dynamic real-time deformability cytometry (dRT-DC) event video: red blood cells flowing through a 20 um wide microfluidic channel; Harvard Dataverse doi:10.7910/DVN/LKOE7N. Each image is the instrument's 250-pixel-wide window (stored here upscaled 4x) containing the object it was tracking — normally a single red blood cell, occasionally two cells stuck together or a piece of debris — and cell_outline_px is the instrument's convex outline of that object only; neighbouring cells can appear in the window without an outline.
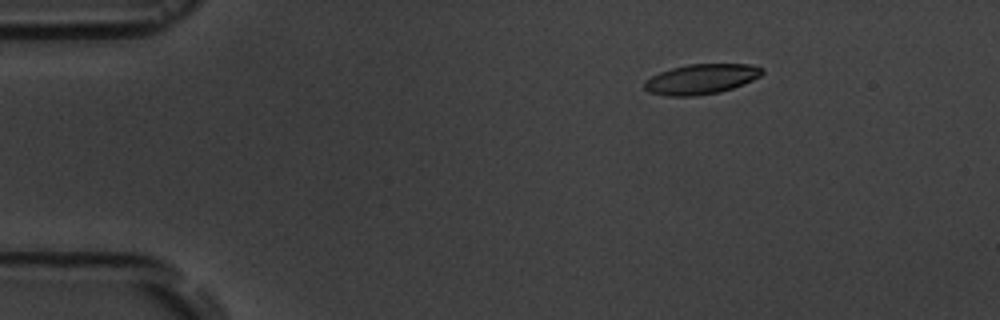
{"species": "common noctule bat (a hibernating species)", "species_latin": "Nyctalus noctula", "temperature_condition": "room temperature", "stored_images_in_passage": 5, "camera_frame_rate_fps": 3000, "um_per_image_px": 0.085, "animal": {"sex": "male", "body_mass_g": 19.5, "forearm_length_mm": 54.6}, "frame": {"image": 1, "passage_image": 2, "time_ms": 2.0, "image_size_px": [1000, 320], "cell_outline_px": [[764, 72], [760, 76], [744, 84], [720, 92], [692, 96], [668, 96], [648, 92], [644, 88], [644, 84], [652, 76], [660, 72], [672, 68], [688, 64], [752, 64], [764, 68]], "centroid_in_image_um": [59.63, 6.72], "position_along_channel_um": 25.4, "area_um2": 20.58}}
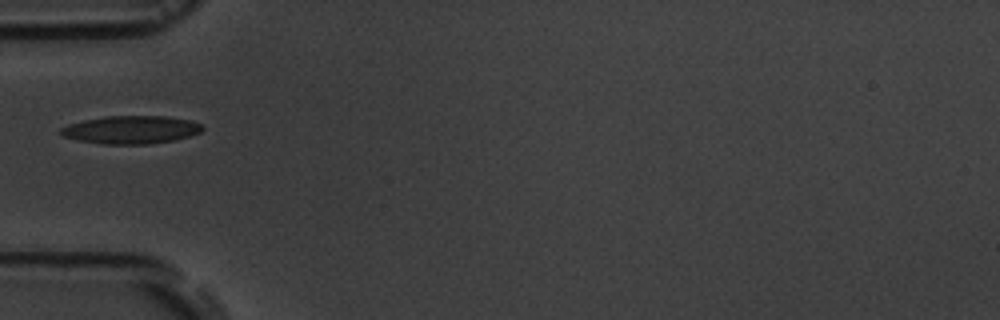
{"frame": {"image": 2, "passage_image": 5, "time_ms": 5.333, "image_size_px": [1000, 320], "cell_outline_px": [[204, 128], [200, 132], [188, 136], [172, 140], [148, 144], [104, 144], [76, 140], [64, 136], [60, 132], [60, 128], [68, 124], [84, 120], [108, 116], [168, 116], [192, 120], [200, 124]], "centroid_in_image_um": [11.13, 11.02], "position_along_channel_um": 73.9, "area_um2": 23.0}}